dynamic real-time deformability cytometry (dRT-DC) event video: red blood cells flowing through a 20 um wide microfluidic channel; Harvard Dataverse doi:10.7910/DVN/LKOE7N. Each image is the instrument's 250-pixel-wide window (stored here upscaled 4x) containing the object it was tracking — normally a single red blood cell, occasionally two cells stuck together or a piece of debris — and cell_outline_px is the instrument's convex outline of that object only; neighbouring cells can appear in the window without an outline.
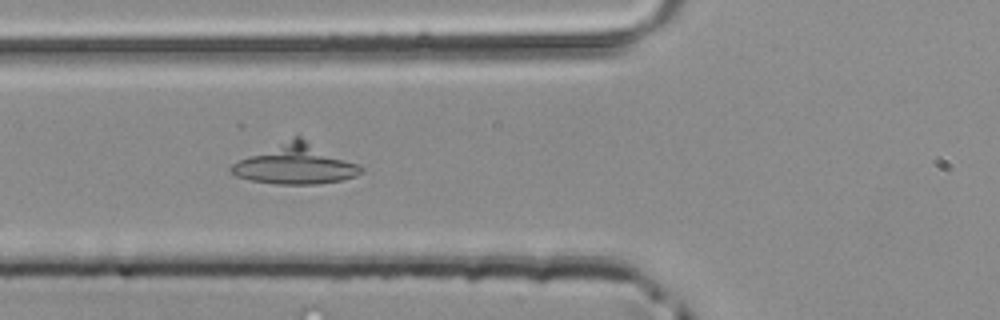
{"species": "common noctule bat (a hibernating species)", "species_latin": "Nyctalus noctula", "temperature_condition": "room temperature", "stored_images_in_passage": 19, "camera_frame_rate_fps": 3000, "um_per_image_px": 0.085, "animal": {"sex": "male", "body_mass_g": 20.4}, "frame": {"image": 1, "passage_image": 11, "time_ms": 3.333, "image_size_px": [1000, 320], "cell_outline_px": [[364, 172], [356, 176], [340, 180], [316, 184], [276, 184], [248, 180], [236, 176], [228, 168], [232, 164], [240, 160], [296, 136], [300, 136], [360, 164], [364, 168]], "centroid_in_image_um": [25.18, 13.98], "position_along_channel_um": 100.6, "area_um2": 29.77}}
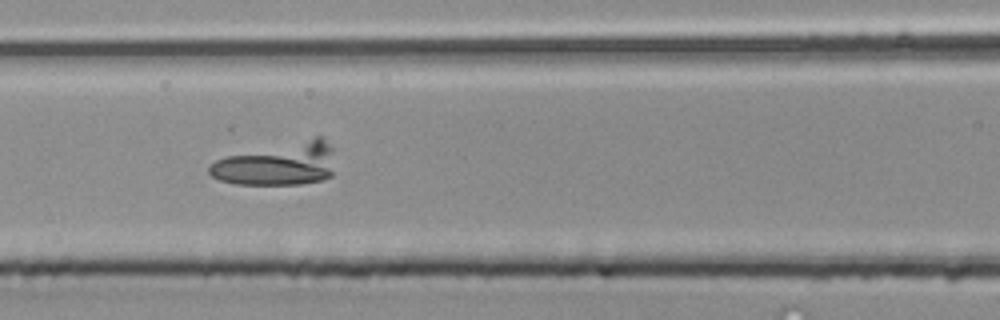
{"frame": {"image": 2, "passage_image": 14, "time_ms": 4.333, "image_size_px": [1000, 320], "cell_outline_px": [[332, 176], [324, 180], [300, 184], [236, 184], [220, 180], [212, 176], [208, 172], [208, 168], [216, 160], [228, 156], [316, 136], [320, 136], [332, 148]], "centroid_in_image_um": [23.63, 13.95], "position_along_channel_um": 143.0, "area_um2": 31.04}}